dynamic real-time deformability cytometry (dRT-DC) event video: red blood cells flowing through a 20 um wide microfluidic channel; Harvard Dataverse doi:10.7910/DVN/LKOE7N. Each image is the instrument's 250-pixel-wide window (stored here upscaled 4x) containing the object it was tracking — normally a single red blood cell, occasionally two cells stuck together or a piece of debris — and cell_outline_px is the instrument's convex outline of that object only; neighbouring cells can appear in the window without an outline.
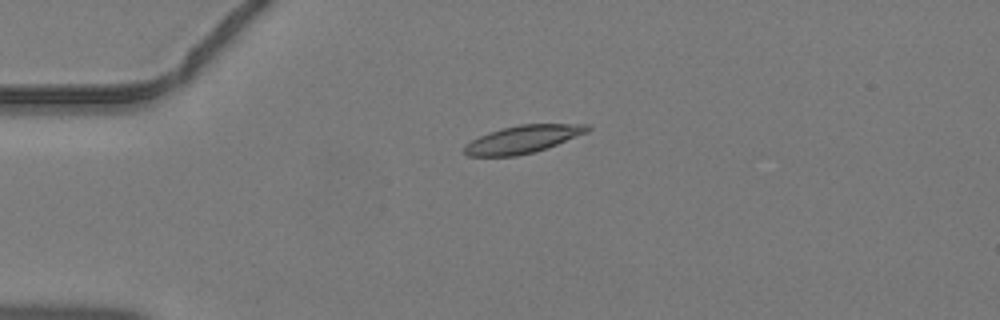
{"species": "common noctule bat (a hibernating species)", "species_latin": "Nyctalus noctula", "temperature_condition": "warm", "stored_images_in_passage": 30, "camera_frame_rate_fps": 3000, "um_per_image_px": 0.085, "animal": {"sex": "male", "body_mass_g": 19.2, "forearm_length_mm": 51.8}, "frame": {"image": 1, "passage_image": 1, "time_ms": 0.0, "image_size_px": [1000, 320], "cell_outline_px": [[592, 128], [588, 132], [556, 144], [532, 152], [516, 156], [468, 156], [464, 152], [464, 144], [488, 132], [520, 124], [592, 124]], "centroid_in_image_um": [44.44, 11.83], "position_along_channel_um": 40.6, "area_um2": 19.65}}
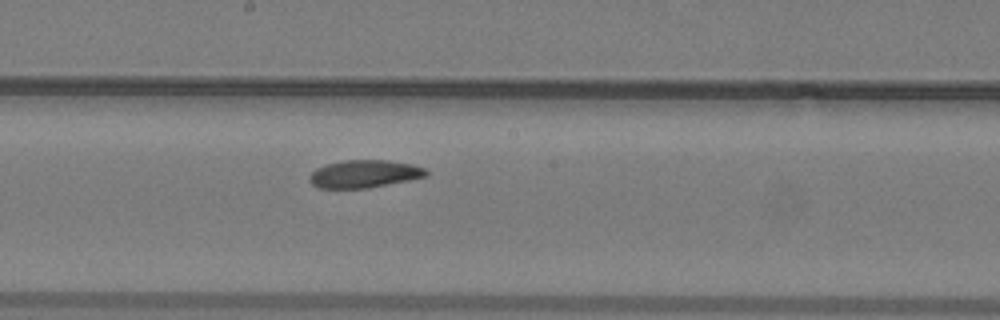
{"frame": {"image": 2, "passage_image": 15, "time_ms": 4.667, "image_size_px": [1000, 320], "cell_outline_px": [[428, 176], [368, 188], [316, 188], [308, 180], [308, 176], [316, 168], [328, 164], [344, 160], [388, 160], [412, 164], [424, 168], [428, 172]], "centroid_in_image_um": [30.94, 14.78], "position_along_channel_um": 217.3, "area_um2": 18.84}}
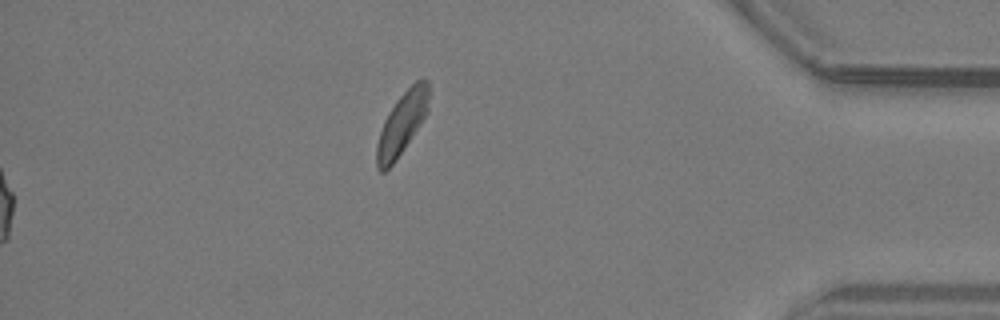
{"frame": {"image": 3, "passage_image": 30, "time_ms": 9.667, "image_size_px": [1000, 320], "cell_outline_px": [[428, 112], [396, 160], [384, 172], [380, 172], [376, 168], [376, 144], [384, 120], [388, 112], [396, 100], [420, 76], [428, 80]], "centroid_in_image_um": [34.15, 10.49], "position_along_channel_um": 401.1, "area_um2": 18.84}}